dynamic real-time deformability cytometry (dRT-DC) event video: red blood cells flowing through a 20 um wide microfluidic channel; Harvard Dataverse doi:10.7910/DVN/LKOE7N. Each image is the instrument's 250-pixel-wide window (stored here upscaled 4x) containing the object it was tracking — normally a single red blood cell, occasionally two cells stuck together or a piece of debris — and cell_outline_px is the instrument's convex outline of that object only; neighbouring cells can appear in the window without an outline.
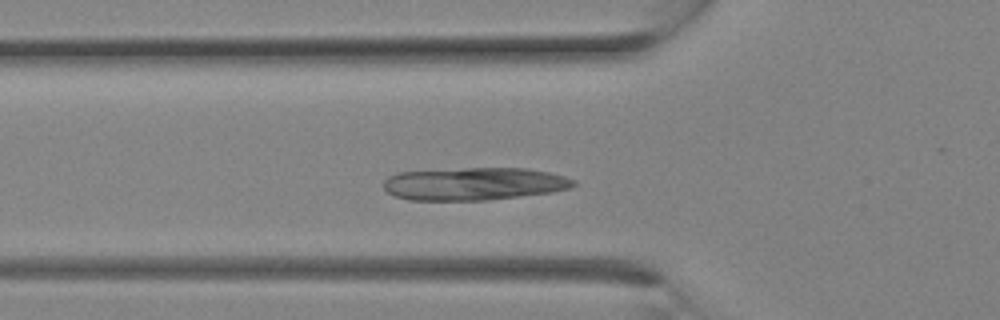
{"species": "Egyptian fruit bat (a non-hibernating species)", "species_latin": "Rousettus aegyptiacus", "temperature_condition": "room temperature", "stored_images_in_passage": 11, "camera_frame_rate_fps": 3000, "um_per_image_px": 0.085, "animal": {"sex": "female"}, "frame": {"image": 1, "passage_image": 7, "time_ms": 2.0, "image_size_px": [1000, 320], "cell_outline_px": [[576, 184], [568, 188], [552, 192], [488, 200], [408, 200], [396, 196], [388, 192], [384, 188], [384, 180], [388, 176], [396, 172], [464, 168], [528, 168], [548, 172], [564, 176], [576, 180]], "centroid_in_image_um": [40.28, 15.62], "position_along_channel_um": 85.5, "area_um2": 36.3}}
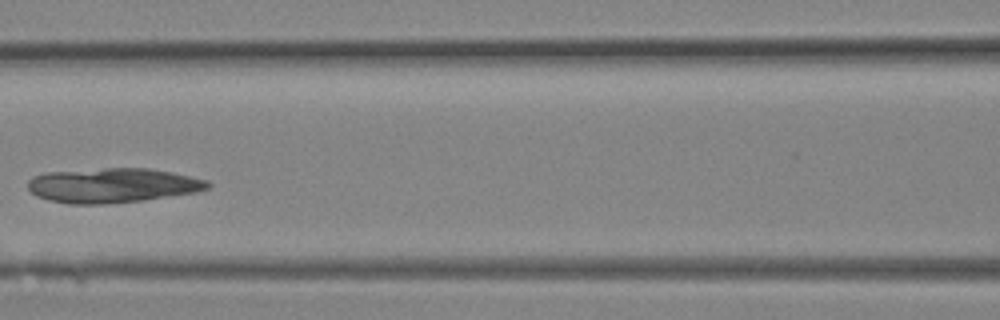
{"frame": {"image": 2, "passage_image": 10, "time_ms": 3.0, "image_size_px": [1000, 320], "cell_outline_px": [[212, 184], [208, 188], [196, 192], [144, 200], [104, 204], [68, 204], [48, 200], [36, 196], [28, 188], [28, 180], [32, 176], [44, 172], [104, 168], [148, 168], [172, 172], [208, 180]], "centroid_in_image_um": [9.55, 15.75], "position_along_channel_um": 157.1, "area_um2": 36.53}}